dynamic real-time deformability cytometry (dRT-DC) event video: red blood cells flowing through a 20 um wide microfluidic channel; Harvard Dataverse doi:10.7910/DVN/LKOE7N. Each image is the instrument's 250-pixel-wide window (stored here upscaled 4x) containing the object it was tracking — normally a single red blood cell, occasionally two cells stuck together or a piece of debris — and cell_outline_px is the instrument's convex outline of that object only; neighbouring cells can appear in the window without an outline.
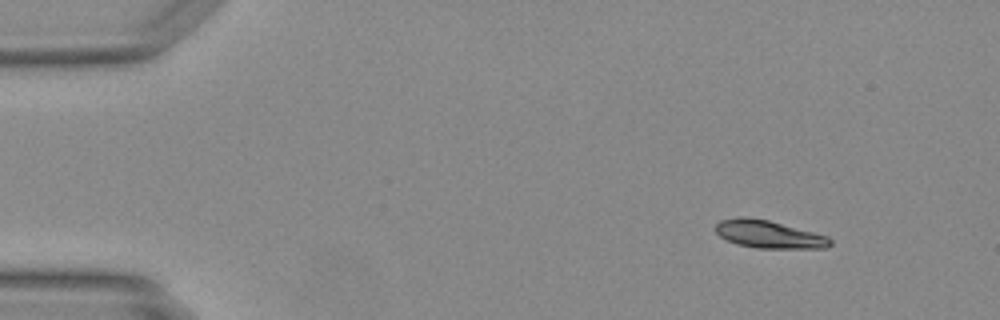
{"species": "Egyptian fruit bat (a non-hibernating species)", "species_latin": "Rousettus aegyptiacus", "temperature_condition": "warm", "stored_images_in_passage": 45, "camera_frame_rate_fps": 3000, "um_per_image_px": 0.085, "animal": {"sex": "female"}, "frame": {"image": 1, "passage_image": 1, "time_ms": 0.0, "image_size_px": [1000, 320], "cell_outline_px": [[832, 244], [828, 248], [756, 248], [736, 244], [720, 236], [716, 232], [716, 224], [720, 220], [744, 216], [768, 220], [828, 236], [832, 240]], "centroid_in_image_um": [65.36, 19.92], "position_along_channel_um": 19.6, "area_um2": 18.44}}
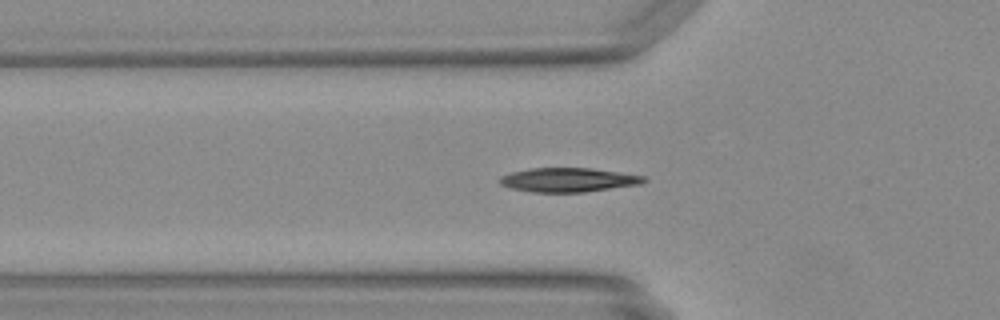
{"frame": {"image": 2, "passage_image": 12, "time_ms": 3.667, "image_size_px": [1000, 320], "cell_outline_px": [[648, 180], [640, 184], [584, 192], [532, 192], [508, 188], [500, 184], [500, 176], [512, 172], [528, 168], [592, 168], [644, 176]], "centroid_in_image_um": [48.27, 15.29], "position_along_channel_um": 77.5, "area_um2": 20.23}}